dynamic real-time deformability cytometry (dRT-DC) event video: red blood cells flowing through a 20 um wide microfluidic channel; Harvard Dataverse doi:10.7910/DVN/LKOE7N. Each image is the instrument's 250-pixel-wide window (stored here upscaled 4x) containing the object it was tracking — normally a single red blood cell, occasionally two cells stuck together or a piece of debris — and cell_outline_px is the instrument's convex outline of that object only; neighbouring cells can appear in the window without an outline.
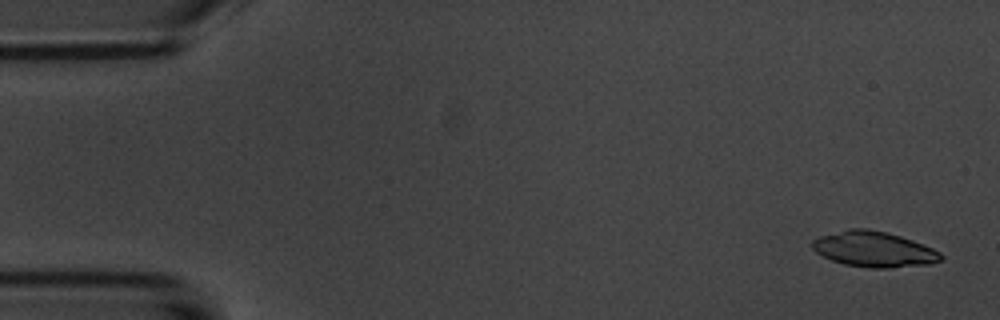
{"species": "common noctule bat (a hibernating species)", "species_latin": "Nyctalus noctula", "temperature_condition": "room temperature", "stored_images_in_passage": 6, "camera_frame_rate_fps": 3000, "um_per_image_px": 0.085, "animal": {"sex": "male", "body_mass_g": 20.1, "forearm_length_mm": 53.5}, "frame": {"image": 1, "passage_image": 1, "time_ms": 0.0, "image_size_px": [1000, 320], "cell_outline_px": [[944, 256], [940, 260], [932, 264], [888, 268], [868, 268], [844, 264], [832, 260], [816, 252], [812, 248], [812, 240], [820, 236], [848, 228], [868, 228], [888, 232], [924, 244], [940, 252]], "centroid_in_image_um": [74.29, 21.18], "position_along_channel_um": 10.7, "area_um2": 26.76}}